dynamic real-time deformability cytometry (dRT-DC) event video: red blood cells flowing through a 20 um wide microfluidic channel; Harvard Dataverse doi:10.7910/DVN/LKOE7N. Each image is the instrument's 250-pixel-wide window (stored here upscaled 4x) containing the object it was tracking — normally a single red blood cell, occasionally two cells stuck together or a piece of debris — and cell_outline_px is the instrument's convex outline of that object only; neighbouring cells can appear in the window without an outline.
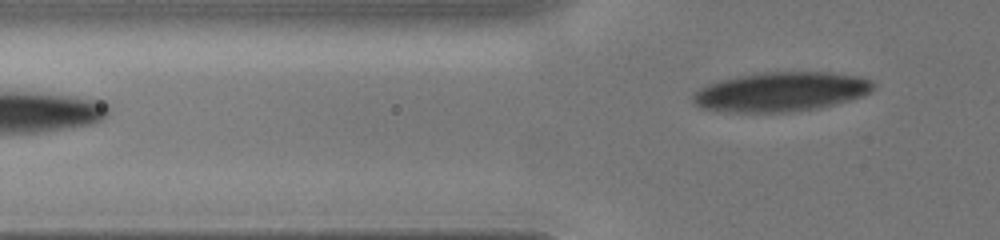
{"species": "human", "species_latin": "Homo sapiens", "temperature_condition": "cold", "stored_images_in_passage": 7, "segment_of_instrument_passage": [2, 2], "camera_frame_rate_fps": 3000, "um_per_image_px": 0.085, "donor": {"sex": "male"}, "frame": {"image": 1, "passage_image": 7, "time_ms": 4.0, "image_size_px": [1000, 240], "cell_outline_px": [[876, 88], [872, 92], [864, 96], [852, 100], [820, 108], [788, 112], [724, 112], [700, 108], [692, 100], [692, 96], [700, 88], [708, 84], [720, 80], [760, 72], [832, 72], [860, 76], [872, 80], [876, 84]], "centroid_in_image_um": [66.46, 7.8], "position_along_channel_um": 59.3, "area_um2": 41.96}}